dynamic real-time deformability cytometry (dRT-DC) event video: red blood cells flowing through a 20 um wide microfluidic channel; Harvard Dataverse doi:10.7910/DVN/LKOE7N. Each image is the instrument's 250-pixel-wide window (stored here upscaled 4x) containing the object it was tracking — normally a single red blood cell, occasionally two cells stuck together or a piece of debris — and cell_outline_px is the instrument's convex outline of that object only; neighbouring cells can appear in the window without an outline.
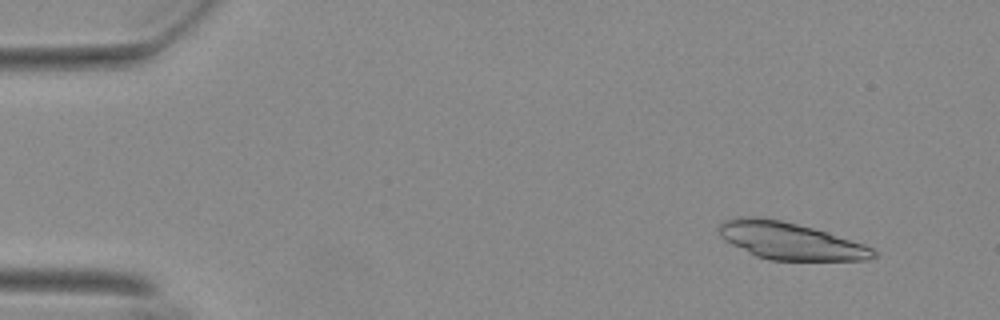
{"species": "Egyptian fruit bat (a non-hibernating species)", "species_latin": "Rousettus aegyptiacus", "temperature_condition": "warm", "stored_images_in_passage": 12, "camera_frame_rate_fps": 3000, "um_per_image_px": 0.085, "animal": {"sex": "female"}, "frame": {"image": 1, "passage_image": 5, "time_ms": 1.333, "image_size_px": [1000, 320], "cell_outline_px": [[880, 252], [876, 256], [868, 260], [768, 260], [756, 256], [724, 240], [720, 236], [720, 224], [724, 220], [740, 216], [756, 216], [780, 220], [828, 232], [864, 244]], "centroid_in_image_um": [67.18, 20.48], "position_along_channel_um": 17.8, "area_um2": 33.35}}